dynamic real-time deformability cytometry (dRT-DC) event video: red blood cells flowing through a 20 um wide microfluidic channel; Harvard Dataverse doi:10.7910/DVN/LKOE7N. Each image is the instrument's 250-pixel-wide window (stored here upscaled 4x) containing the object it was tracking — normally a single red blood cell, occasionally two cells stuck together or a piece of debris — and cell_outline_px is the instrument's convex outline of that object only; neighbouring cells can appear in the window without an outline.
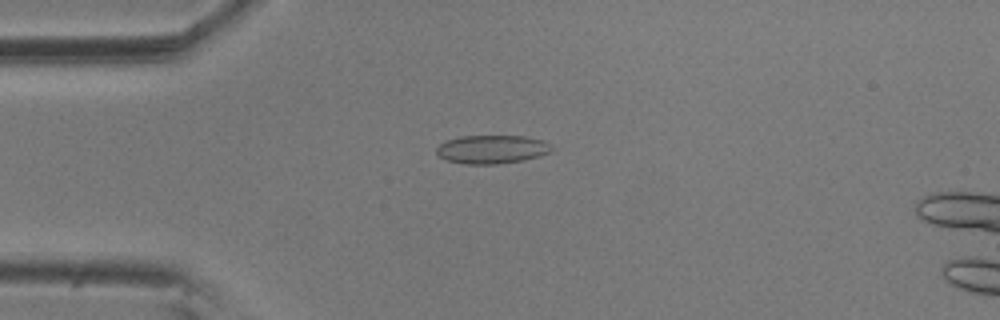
{"species": "common noctule bat (a hibernating species)", "species_latin": "Nyctalus noctula", "temperature_condition": "room temperature", "stored_images_in_passage": 5, "camera_frame_rate_fps": 3000, "um_per_image_px": 0.085, "animal": {"sex": "male", "body_mass_g": 20.5, "forearm_length_mm": 52.5}, "frame": {"image": 1, "passage_image": 4, "time_ms": 1.0, "image_size_px": [1000, 320], "cell_outline_px": [[556, 148], [540, 156], [524, 160], [496, 164], [464, 164], [444, 160], [436, 152], [436, 148], [440, 144], [448, 140], [460, 136], [524, 136], [544, 140]], "centroid_in_image_um": [41.83, 12.69], "position_along_channel_um": 43.2, "area_um2": 19.25}}